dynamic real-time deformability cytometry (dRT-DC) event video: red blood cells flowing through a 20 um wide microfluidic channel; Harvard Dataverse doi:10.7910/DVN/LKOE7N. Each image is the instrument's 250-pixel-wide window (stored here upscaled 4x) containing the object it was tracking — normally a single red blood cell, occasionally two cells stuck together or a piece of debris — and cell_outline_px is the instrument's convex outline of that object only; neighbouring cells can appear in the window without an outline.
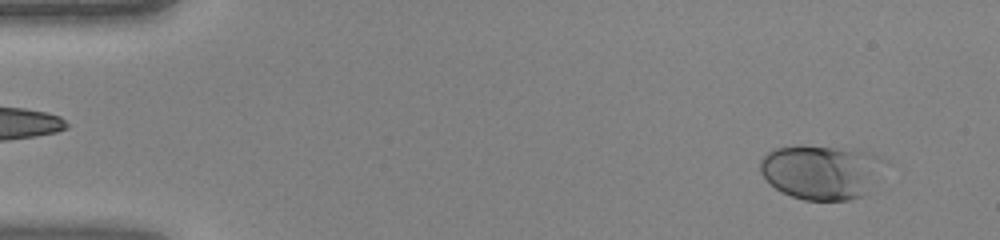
{"species": "human", "species_latin": "Homo sapiens", "temperature_condition": "warm", "stored_images_in_passage": 37, "camera_frame_rate_fps": 3000, "um_per_image_px": 0.085, "donor": {"sex": "female"}, "frame": {"image": 1, "passage_image": 3, "time_ms": 0.667, "image_size_px": [1000, 240], "cell_outline_px": [[888, 160], [860, 196], [848, 200], [804, 200], [780, 192], [760, 172], [760, 160], [772, 148], [800, 144], [856, 148], [872, 152]], "centroid_in_image_um": [69.77, 14.55], "position_along_channel_um": 15.2, "area_um2": 39.71}}
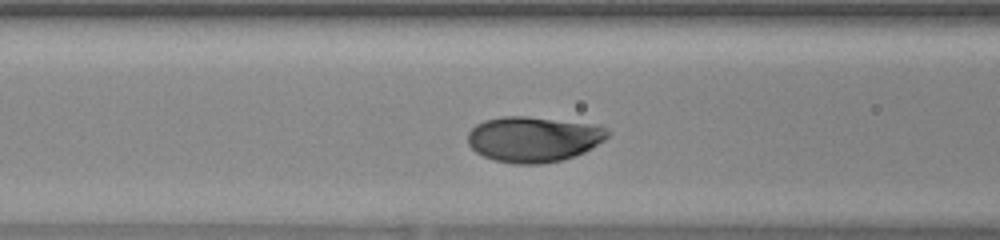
{"frame": {"image": 2, "passage_image": 18, "time_ms": 5.667, "image_size_px": [1000, 240], "cell_outline_px": [[612, 132], [604, 140], [592, 148], [576, 156], [560, 160], [540, 164], [512, 164], [496, 160], [484, 156], [476, 152], [468, 144], [468, 132], [476, 124], [484, 120], [504, 116], [528, 116], [600, 124], [608, 128]], "centroid_in_image_um": [45.4, 11.81], "position_along_channel_um": 121.2, "area_um2": 37.57}}
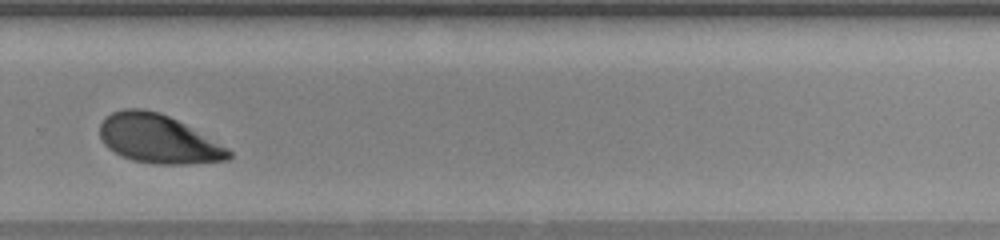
{"frame": {"image": 3, "passage_image": 31, "time_ms": 10.0, "image_size_px": [1000, 240], "cell_outline_px": [[232, 156], [228, 160], [188, 164], [152, 164], [132, 160], [120, 156], [108, 148], [104, 144], [100, 136], [100, 124], [104, 116], [112, 112], [124, 108], [140, 108], [160, 112], [184, 124], [228, 148], [232, 152]], "centroid_in_image_um": [13.41, 11.81], "position_along_channel_um": 316.4, "area_um2": 36.59}}